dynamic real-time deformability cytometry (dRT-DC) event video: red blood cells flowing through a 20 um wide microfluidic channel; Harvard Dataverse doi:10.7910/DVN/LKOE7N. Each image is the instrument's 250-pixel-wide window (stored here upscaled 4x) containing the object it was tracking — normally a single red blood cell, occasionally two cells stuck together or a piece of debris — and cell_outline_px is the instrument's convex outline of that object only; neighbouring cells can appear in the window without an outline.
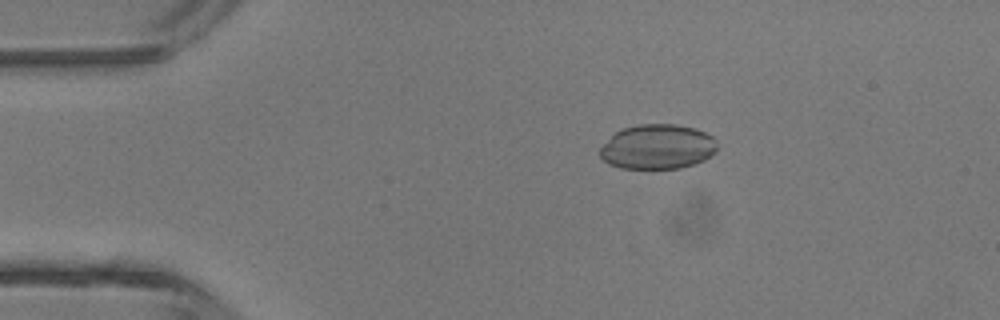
{"species": "common noctule bat (a hibernating species)", "species_latin": "Nyctalus noctula", "temperature_condition": "room temperature", "stored_images_in_passage": 2, "camera_frame_rate_fps": 3000, "um_per_image_px": 0.085, "animal": {"sex": "male", "body_mass_g": 13.3}, "frame": {"image": 1, "passage_image": 2, "time_ms": 0.333, "image_size_px": [1000, 320], "cell_outline_px": [[716, 152], [704, 160], [696, 164], [680, 168], [620, 168], [608, 164], [600, 156], [600, 148], [620, 128], [636, 124], [676, 124], [696, 128], [712, 136], [716, 140]], "centroid_in_image_um": [55.9, 12.47], "position_along_channel_um": 29.1, "area_um2": 30.75}}